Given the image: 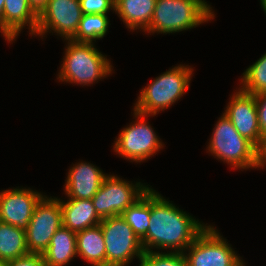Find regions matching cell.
<instances>
[{
  "label": "cell",
  "mask_w": 266,
  "mask_h": 266,
  "mask_svg": "<svg viewBox=\"0 0 266 266\" xmlns=\"http://www.w3.org/2000/svg\"><path fill=\"white\" fill-rule=\"evenodd\" d=\"M4 2L5 0H0V32L3 35V9H4Z\"/></svg>",
  "instance_id": "cell-30"
},
{
  "label": "cell",
  "mask_w": 266,
  "mask_h": 266,
  "mask_svg": "<svg viewBox=\"0 0 266 266\" xmlns=\"http://www.w3.org/2000/svg\"><path fill=\"white\" fill-rule=\"evenodd\" d=\"M63 225L60 199L43 196L25 230L29 253L43 254L51 238Z\"/></svg>",
  "instance_id": "cell-10"
},
{
  "label": "cell",
  "mask_w": 266,
  "mask_h": 266,
  "mask_svg": "<svg viewBox=\"0 0 266 266\" xmlns=\"http://www.w3.org/2000/svg\"><path fill=\"white\" fill-rule=\"evenodd\" d=\"M157 0H115L114 11L130 30L149 27Z\"/></svg>",
  "instance_id": "cell-18"
},
{
  "label": "cell",
  "mask_w": 266,
  "mask_h": 266,
  "mask_svg": "<svg viewBox=\"0 0 266 266\" xmlns=\"http://www.w3.org/2000/svg\"><path fill=\"white\" fill-rule=\"evenodd\" d=\"M109 22L108 16L105 14H83L76 34L70 40L79 43H93L106 35Z\"/></svg>",
  "instance_id": "cell-22"
},
{
  "label": "cell",
  "mask_w": 266,
  "mask_h": 266,
  "mask_svg": "<svg viewBox=\"0 0 266 266\" xmlns=\"http://www.w3.org/2000/svg\"><path fill=\"white\" fill-rule=\"evenodd\" d=\"M77 255L93 266H106V248L100 224L76 233Z\"/></svg>",
  "instance_id": "cell-19"
},
{
  "label": "cell",
  "mask_w": 266,
  "mask_h": 266,
  "mask_svg": "<svg viewBox=\"0 0 266 266\" xmlns=\"http://www.w3.org/2000/svg\"><path fill=\"white\" fill-rule=\"evenodd\" d=\"M63 226L77 233L86 228L99 225L102 219L98 216L91 199L60 200Z\"/></svg>",
  "instance_id": "cell-16"
},
{
  "label": "cell",
  "mask_w": 266,
  "mask_h": 266,
  "mask_svg": "<svg viewBox=\"0 0 266 266\" xmlns=\"http://www.w3.org/2000/svg\"><path fill=\"white\" fill-rule=\"evenodd\" d=\"M257 117L260 126V132L263 138L266 137V92L255 96Z\"/></svg>",
  "instance_id": "cell-27"
},
{
  "label": "cell",
  "mask_w": 266,
  "mask_h": 266,
  "mask_svg": "<svg viewBox=\"0 0 266 266\" xmlns=\"http://www.w3.org/2000/svg\"><path fill=\"white\" fill-rule=\"evenodd\" d=\"M260 2H261V6H262L263 10L266 13V0H260Z\"/></svg>",
  "instance_id": "cell-31"
},
{
  "label": "cell",
  "mask_w": 266,
  "mask_h": 266,
  "mask_svg": "<svg viewBox=\"0 0 266 266\" xmlns=\"http://www.w3.org/2000/svg\"><path fill=\"white\" fill-rule=\"evenodd\" d=\"M100 226L106 248V266H126L134 257L142 258L141 240L121 215L102 219Z\"/></svg>",
  "instance_id": "cell-6"
},
{
  "label": "cell",
  "mask_w": 266,
  "mask_h": 266,
  "mask_svg": "<svg viewBox=\"0 0 266 266\" xmlns=\"http://www.w3.org/2000/svg\"><path fill=\"white\" fill-rule=\"evenodd\" d=\"M207 228L191 215L167 201L151 189V216L146 236L141 240L144 252L154 248L170 249L171 253H184Z\"/></svg>",
  "instance_id": "cell-1"
},
{
  "label": "cell",
  "mask_w": 266,
  "mask_h": 266,
  "mask_svg": "<svg viewBox=\"0 0 266 266\" xmlns=\"http://www.w3.org/2000/svg\"><path fill=\"white\" fill-rule=\"evenodd\" d=\"M77 255L76 233L61 226L42 256L46 266H64Z\"/></svg>",
  "instance_id": "cell-17"
},
{
  "label": "cell",
  "mask_w": 266,
  "mask_h": 266,
  "mask_svg": "<svg viewBox=\"0 0 266 266\" xmlns=\"http://www.w3.org/2000/svg\"><path fill=\"white\" fill-rule=\"evenodd\" d=\"M193 69L188 65H178L156 77L138 96L134 110L148 115H156L169 108L188 90Z\"/></svg>",
  "instance_id": "cell-4"
},
{
  "label": "cell",
  "mask_w": 266,
  "mask_h": 266,
  "mask_svg": "<svg viewBox=\"0 0 266 266\" xmlns=\"http://www.w3.org/2000/svg\"><path fill=\"white\" fill-rule=\"evenodd\" d=\"M106 177L95 165L77 163L68 172L64 191L69 199H92Z\"/></svg>",
  "instance_id": "cell-14"
},
{
  "label": "cell",
  "mask_w": 266,
  "mask_h": 266,
  "mask_svg": "<svg viewBox=\"0 0 266 266\" xmlns=\"http://www.w3.org/2000/svg\"><path fill=\"white\" fill-rule=\"evenodd\" d=\"M134 116L139 120L121 130L114 143V151L132 162H142L159 151L163 143L145 121L148 115L134 110Z\"/></svg>",
  "instance_id": "cell-9"
},
{
  "label": "cell",
  "mask_w": 266,
  "mask_h": 266,
  "mask_svg": "<svg viewBox=\"0 0 266 266\" xmlns=\"http://www.w3.org/2000/svg\"><path fill=\"white\" fill-rule=\"evenodd\" d=\"M150 187L140 182L130 184L115 175H107L97 193L91 199L101 219L121 215L140 199Z\"/></svg>",
  "instance_id": "cell-7"
},
{
  "label": "cell",
  "mask_w": 266,
  "mask_h": 266,
  "mask_svg": "<svg viewBox=\"0 0 266 266\" xmlns=\"http://www.w3.org/2000/svg\"><path fill=\"white\" fill-rule=\"evenodd\" d=\"M83 14H105L114 10L115 0H80Z\"/></svg>",
  "instance_id": "cell-25"
},
{
  "label": "cell",
  "mask_w": 266,
  "mask_h": 266,
  "mask_svg": "<svg viewBox=\"0 0 266 266\" xmlns=\"http://www.w3.org/2000/svg\"><path fill=\"white\" fill-rule=\"evenodd\" d=\"M208 151L239 169L259 168V150L242 137L223 113L215 124Z\"/></svg>",
  "instance_id": "cell-5"
},
{
  "label": "cell",
  "mask_w": 266,
  "mask_h": 266,
  "mask_svg": "<svg viewBox=\"0 0 266 266\" xmlns=\"http://www.w3.org/2000/svg\"><path fill=\"white\" fill-rule=\"evenodd\" d=\"M82 16L80 0H49L38 16L36 34L43 37L50 30L70 40L76 34Z\"/></svg>",
  "instance_id": "cell-11"
},
{
  "label": "cell",
  "mask_w": 266,
  "mask_h": 266,
  "mask_svg": "<svg viewBox=\"0 0 266 266\" xmlns=\"http://www.w3.org/2000/svg\"><path fill=\"white\" fill-rule=\"evenodd\" d=\"M67 41L64 61L57 78L59 81L85 86L111 74L110 61L95 48L93 43Z\"/></svg>",
  "instance_id": "cell-3"
},
{
  "label": "cell",
  "mask_w": 266,
  "mask_h": 266,
  "mask_svg": "<svg viewBox=\"0 0 266 266\" xmlns=\"http://www.w3.org/2000/svg\"><path fill=\"white\" fill-rule=\"evenodd\" d=\"M227 105L224 114L230 119L237 132L259 150L264 138L260 132L255 95L240 89L233 94Z\"/></svg>",
  "instance_id": "cell-12"
},
{
  "label": "cell",
  "mask_w": 266,
  "mask_h": 266,
  "mask_svg": "<svg viewBox=\"0 0 266 266\" xmlns=\"http://www.w3.org/2000/svg\"><path fill=\"white\" fill-rule=\"evenodd\" d=\"M121 216L142 240L146 236L151 216V188L133 205L129 206Z\"/></svg>",
  "instance_id": "cell-21"
},
{
  "label": "cell",
  "mask_w": 266,
  "mask_h": 266,
  "mask_svg": "<svg viewBox=\"0 0 266 266\" xmlns=\"http://www.w3.org/2000/svg\"><path fill=\"white\" fill-rule=\"evenodd\" d=\"M29 254L25 230L0 221V261H10Z\"/></svg>",
  "instance_id": "cell-20"
},
{
  "label": "cell",
  "mask_w": 266,
  "mask_h": 266,
  "mask_svg": "<svg viewBox=\"0 0 266 266\" xmlns=\"http://www.w3.org/2000/svg\"><path fill=\"white\" fill-rule=\"evenodd\" d=\"M0 266H5V262L4 261H0Z\"/></svg>",
  "instance_id": "cell-32"
},
{
  "label": "cell",
  "mask_w": 266,
  "mask_h": 266,
  "mask_svg": "<svg viewBox=\"0 0 266 266\" xmlns=\"http://www.w3.org/2000/svg\"><path fill=\"white\" fill-rule=\"evenodd\" d=\"M214 19L205 0H157L149 27L150 33H175Z\"/></svg>",
  "instance_id": "cell-2"
},
{
  "label": "cell",
  "mask_w": 266,
  "mask_h": 266,
  "mask_svg": "<svg viewBox=\"0 0 266 266\" xmlns=\"http://www.w3.org/2000/svg\"><path fill=\"white\" fill-rule=\"evenodd\" d=\"M139 266H187L183 253L144 252Z\"/></svg>",
  "instance_id": "cell-24"
},
{
  "label": "cell",
  "mask_w": 266,
  "mask_h": 266,
  "mask_svg": "<svg viewBox=\"0 0 266 266\" xmlns=\"http://www.w3.org/2000/svg\"><path fill=\"white\" fill-rule=\"evenodd\" d=\"M242 91L259 95L266 92V53L243 73Z\"/></svg>",
  "instance_id": "cell-23"
},
{
  "label": "cell",
  "mask_w": 266,
  "mask_h": 266,
  "mask_svg": "<svg viewBox=\"0 0 266 266\" xmlns=\"http://www.w3.org/2000/svg\"><path fill=\"white\" fill-rule=\"evenodd\" d=\"M266 164V137L263 144L259 149V167H263Z\"/></svg>",
  "instance_id": "cell-29"
},
{
  "label": "cell",
  "mask_w": 266,
  "mask_h": 266,
  "mask_svg": "<svg viewBox=\"0 0 266 266\" xmlns=\"http://www.w3.org/2000/svg\"><path fill=\"white\" fill-rule=\"evenodd\" d=\"M48 1L49 0H28V4L33 12L39 16L47 7Z\"/></svg>",
  "instance_id": "cell-28"
},
{
  "label": "cell",
  "mask_w": 266,
  "mask_h": 266,
  "mask_svg": "<svg viewBox=\"0 0 266 266\" xmlns=\"http://www.w3.org/2000/svg\"><path fill=\"white\" fill-rule=\"evenodd\" d=\"M29 26L30 35H36L38 16L28 4V0H5L3 9V36L11 42L21 30Z\"/></svg>",
  "instance_id": "cell-15"
},
{
  "label": "cell",
  "mask_w": 266,
  "mask_h": 266,
  "mask_svg": "<svg viewBox=\"0 0 266 266\" xmlns=\"http://www.w3.org/2000/svg\"><path fill=\"white\" fill-rule=\"evenodd\" d=\"M187 249L188 254L183 253L187 266H245L226 239L210 225Z\"/></svg>",
  "instance_id": "cell-8"
},
{
  "label": "cell",
  "mask_w": 266,
  "mask_h": 266,
  "mask_svg": "<svg viewBox=\"0 0 266 266\" xmlns=\"http://www.w3.org/2000/svg\"><path fill=\"white\" fill-rule=\"evenodd\" d=\"M5 266H46L42 254L29 253L23 257L5 262Z\"/></svg>",
  "instance_id": "cell-26"
},
{
  "label": "cell",
  "mask_w": 266,
  "mask_h": 266,
  "mask_svg": "<svg viewBox=\"0 0 266 266\" xmlns=\"http://www.w3.org/2000/svg\"><path fill=\"white\" fill-rule=\"evenodd\" d=\"M44 195L31 189L0 192V221L26 230L34 209Z\"/></svg>",
  "instance_id": "cell-13"
}]
</instances>
